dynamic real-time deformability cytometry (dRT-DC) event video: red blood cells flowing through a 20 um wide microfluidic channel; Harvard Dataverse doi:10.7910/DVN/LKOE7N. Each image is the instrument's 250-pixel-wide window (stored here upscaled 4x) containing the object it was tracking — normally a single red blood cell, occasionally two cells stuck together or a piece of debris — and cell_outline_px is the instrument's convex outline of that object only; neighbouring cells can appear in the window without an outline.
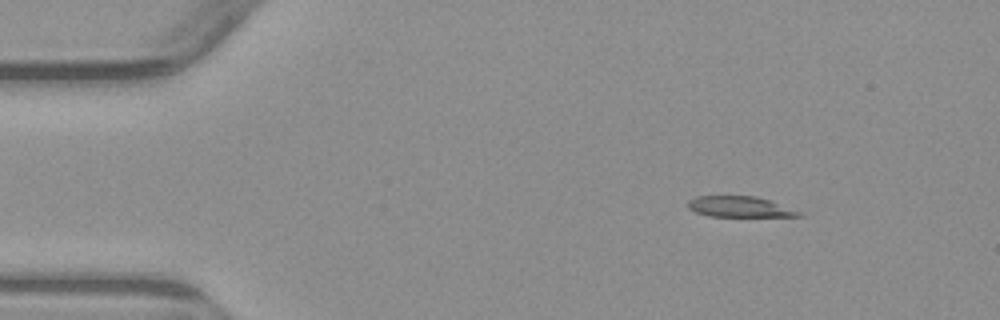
{"species": "common noctule bat (a hibernating species)", "species_latin": "Nyctalus noctula", "temperature_condition": "warm", "stored_images_in_passage": 3, "camera_frame_rate_fps": 3000, "um_per_image_px": 0.085, "animal": {"sex": "male", "body_mass_g": 23.1, "forearm_length_mm": 52.7}, "frame": {"image": 1, "passage_image": 1, "time_ms": 0.0, "image_size_px": [1000, 320], "cell_outline_px": [[804, 216], [708, 216], [696, 212], [688, 208], [688, 200], [696, 196], [756, 196], [804, 212]], "centroid_in_image_um": [62.88, 17.57], "position_along_channel_um": 22.1, "area_um2": 13.35}}
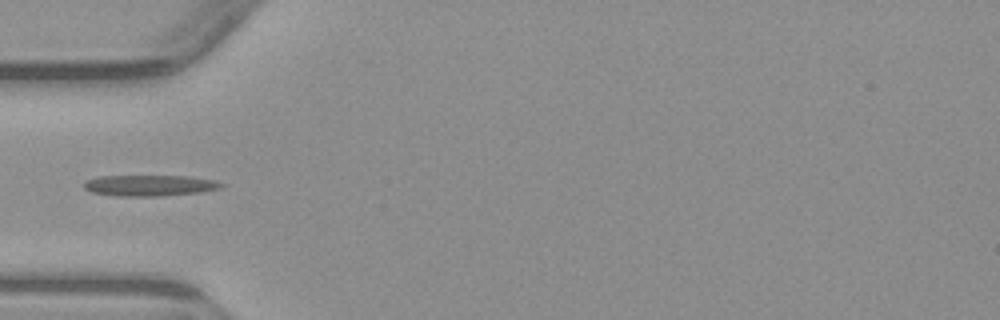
{"frame": {"image": 2, "passage_image": 3, "time_ms": 3.333, "image_size_px": [1000, 320], "cell_outline_px": [[224, 184], [220, 188], [200, 192], [160, 196], [120, 196], [92, 192], [84, 188], [84, 180], [96, 176], [188, 176], [212, 180]], "centroid_in_image_um": [12.67, 15.76], "position_along_channel_um": 72.3, "area_um2": 16.7}}